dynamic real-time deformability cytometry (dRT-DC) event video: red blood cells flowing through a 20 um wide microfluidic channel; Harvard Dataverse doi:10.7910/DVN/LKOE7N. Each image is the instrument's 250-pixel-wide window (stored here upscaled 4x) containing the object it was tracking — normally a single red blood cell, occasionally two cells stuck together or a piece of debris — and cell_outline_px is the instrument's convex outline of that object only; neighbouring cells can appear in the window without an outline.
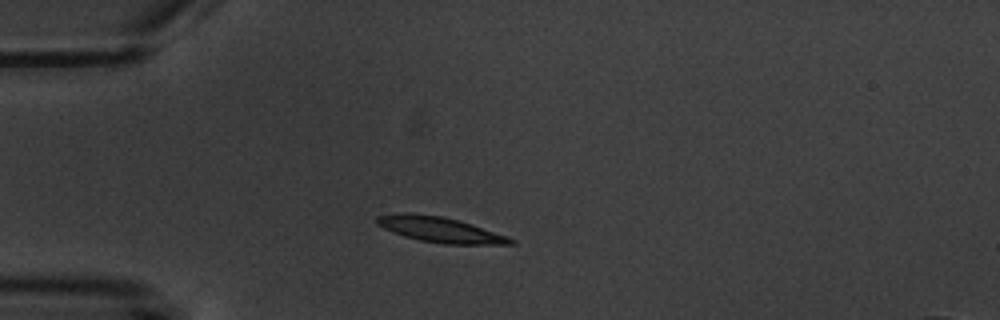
{"species": "common noctule bat (a hibernating species)", "species_latin": "Nyctalus noctula", "temperature_condition": "warm", "stored_images_in_passage": 4, "camera_frame_rate_fps": 3000, "um_per_image_px": 0.085, "animal": {"sex": "male", "body_mass_g": 20.1, "forearm_length_mm": 53.5}, "frame": {"image": 1, "passage_image": 2, "time_ms": 1.333, "image_size_px": [1000, 320], "cell_outline_px": [[516, 244], [444, 244], [420, 240], [404, 236], [384, 228], [376, 224], [376, 216], [404, 212], [408, 212], [444, 216], [460, 220], [508, 236], [516, 240]], "centroid_in_image_um": [37.42, 19.51], "position_along_channel_um": 47.6, "area_um2": 19.88}}